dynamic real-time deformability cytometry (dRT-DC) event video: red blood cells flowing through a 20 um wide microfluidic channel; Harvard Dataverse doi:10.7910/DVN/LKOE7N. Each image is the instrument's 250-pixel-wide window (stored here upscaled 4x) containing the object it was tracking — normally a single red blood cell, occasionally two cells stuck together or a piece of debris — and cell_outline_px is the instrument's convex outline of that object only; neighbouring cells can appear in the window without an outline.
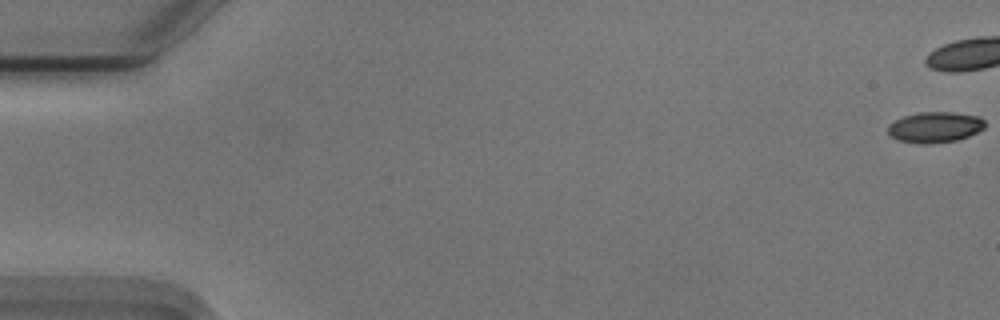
{"species": "Egyptian fruit bat (a non-hibernating species)", "species_latin": "Rousettus aegyptiacus", "temperature_condition": "cold", "stored_images_in_passage": 12, "camera_frame_rate_fps": 3000, "um_per_image_px": 0.085, "animal": {"sex": "male"}, "frame": {"image": 1, "passage_image": 1, "time_ms": 0.0, "image_size_px": [1000, 320], "cell_outline_px": [[984, 128], [968, 136], [956, 140], [928, 144], [920, 144], [896, 140], [888, 132], [888, 124], [904, 116], [920, 112], [952, 112], [980, 116], [984, 120]], "centroid_in_image_um": [79.46, 10.81], "position_along_channel_um": 5.5, "area_um2": 17.34}}